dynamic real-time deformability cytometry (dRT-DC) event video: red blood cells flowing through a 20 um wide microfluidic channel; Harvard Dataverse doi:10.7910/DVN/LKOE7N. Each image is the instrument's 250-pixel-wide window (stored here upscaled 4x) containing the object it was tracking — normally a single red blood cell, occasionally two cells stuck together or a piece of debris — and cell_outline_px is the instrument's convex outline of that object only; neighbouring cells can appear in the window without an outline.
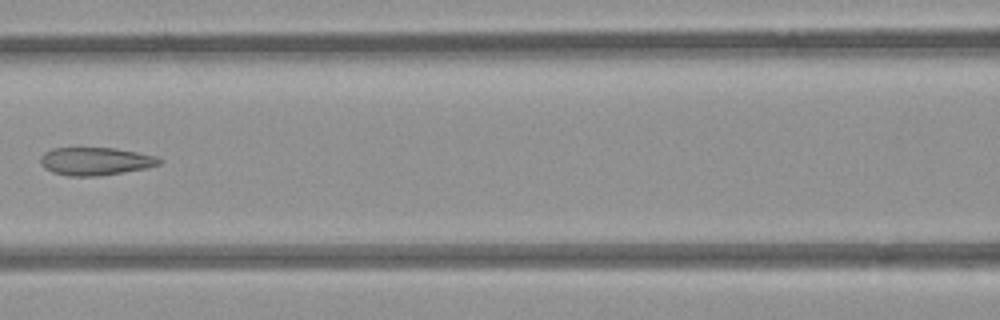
{"species": "common noctule bat (a hibernating species)", "species_latin": "Nyctalus noctula", "temperature_condition": "room temperature", "stored_images_in_passage": 6, "camera_frame_rate_fps": 3000, "um_per_image_px": 0.085, "animal": {"sex": "female", "body_mass_g": 21.9}, "frame": {"image": 1, "passage_image": 6, "time_ms": 1.667, "image_size_px": [1000, 320], "cell_outline_px": [[164, 160], [160, 164], [148, 168], [100, 176], [68, 176], [52, 172], [44, 168], [40, 164], [40, 156], [44, 152], [52, 148], [116, 148], [156, 156]], "centroid_in_image_um": [8.11, 13.71], "position_along_channel_um": 158.5, "area_um2": 19.54}}